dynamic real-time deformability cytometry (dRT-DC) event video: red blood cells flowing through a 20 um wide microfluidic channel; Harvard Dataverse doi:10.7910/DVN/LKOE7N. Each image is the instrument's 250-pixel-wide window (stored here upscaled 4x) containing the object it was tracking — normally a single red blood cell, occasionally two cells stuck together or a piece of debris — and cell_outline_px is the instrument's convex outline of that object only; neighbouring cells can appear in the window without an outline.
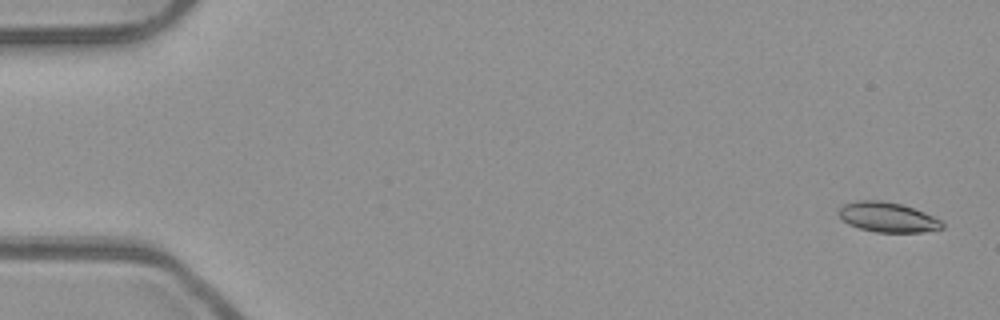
{"species": "common noctule bat (a hibernating species)", "species_latin": "Nyctalus noctula", "temperature_condition": "room temperature", "stored_images_in_passage": 52, "camera_frame_rate_fps": 3000, "um_per_image_px": 0.085, "animal": {"sex": "male", "body_mass_g": 23.1, "forearm_length_mm": 52.7}, "frame": {"image": 1, "passage_image": 1, "time_ms": 0.0, "image_size_px": [1000, 320], "cell_outline_px": [[944, 228], [920, 232], [876, 232], [860, 228], [848, 224], [836, 212], [844, 204], [856, 200], [884, 200], [900, 204], [924, 212], [940, 220], [944, 224]], "centroid_in_image_um": [75.42, 18.45], "position_along_channel_um": 9.6, "area_um2": 17.92}}
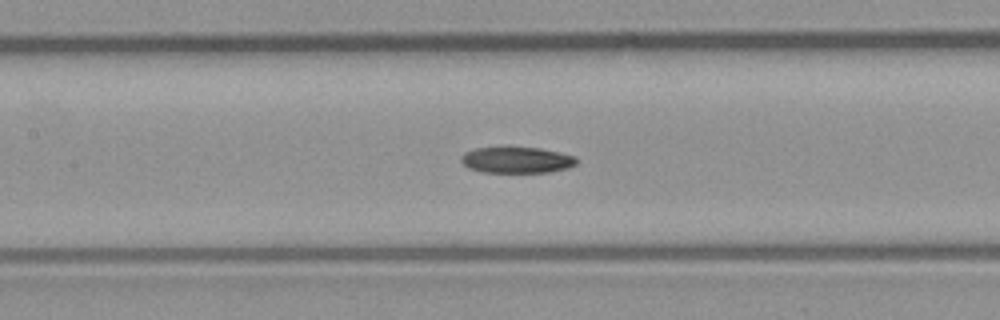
{"frame": {"image": 2, "passage_image": 24, "time_ms": 7.667, "image_size_px": [1000, 320], "cell_outline_px": [[576, 164], [568, 168], [548, 172], [480, 172], [468, 168], [460, 160], [460, 156], [464, 152], [476, 148], [540, 148], [560, 152], [576, 156]], "centroid_in_image_um": [43.91, 13.61], "position_along_channel_um": 163.5, "area_um2": 17.51}}
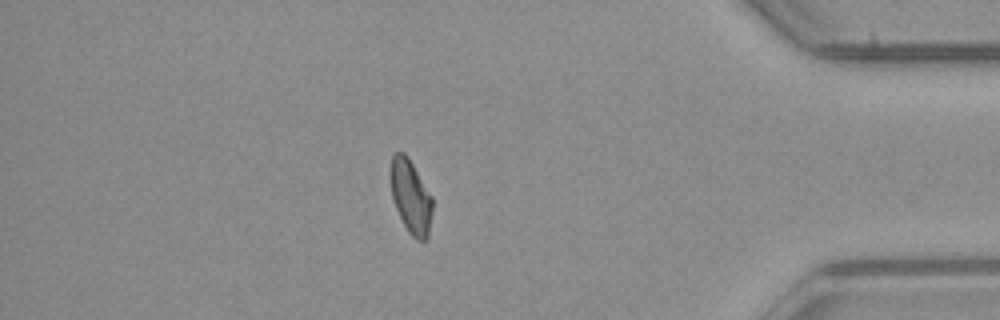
{"frame": {"image": 3, "passage_image": 45, "time_ms": 14.667, "image_size_px": [1000, 320], "cell_outline_px": [[432, 208], [428, 236], [424, 240], [416, 240], [408, 232], [396, 208], [392, 196], [388, 176], [388, 172], [392, 156], [396, 152], [404, 152], [412, 164], [432, 196]], "centroid_in_image_um": [34.87, 16.68], "position_along_channel_um": 400.3, "area_um2": 17.98}, "authors_computed_cell_mechanics": {"area_um2": 18.3226, "velocity_mm_per_s": 3.9355, "shape_relaxation_time_tau1_ms": 6.7895, "shape_relaxation_time_tau2_ms": null, "deformation_change_tau1": 0.1626, "deformation_change_tau2": null}}